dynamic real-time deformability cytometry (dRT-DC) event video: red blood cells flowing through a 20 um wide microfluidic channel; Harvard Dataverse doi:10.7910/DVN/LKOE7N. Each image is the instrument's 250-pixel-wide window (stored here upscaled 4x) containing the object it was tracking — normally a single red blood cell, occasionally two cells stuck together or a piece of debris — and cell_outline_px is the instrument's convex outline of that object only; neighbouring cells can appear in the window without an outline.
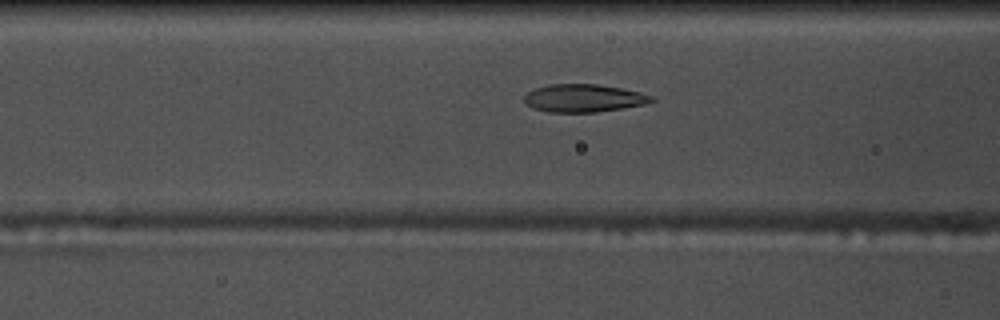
{"species": "common noctule bat (a hibernating species)", "species_latin": "Nyctalus noctula", "temperature_condition": "warm", "stored_images_in_passage": 54, "camera_frame_rate_fps": 3000, "um_per_image_px": 0.085, "animal": {"sex": "male", "body_mass_g": 17.5, "forearm_length_mm": 52.3}, "frame": {"image": 1, "passage_image": 20, "time_ms": 6.333, "image_size_px": [1000, 320], "cell_outline_px": [[656, 100], [644, 104], [596, 112], [548, 112], [536, 108], [528, 104], [524, 100], [524, 96], [528, 92], [536, 88], [548, 84], [596, 84], [620, 88], [640, 92], [652, 96]], "centroid_in_image_um": [49.61, 8.33], "position_along_channel_um": 117.0, "area_um2": 20.35}}
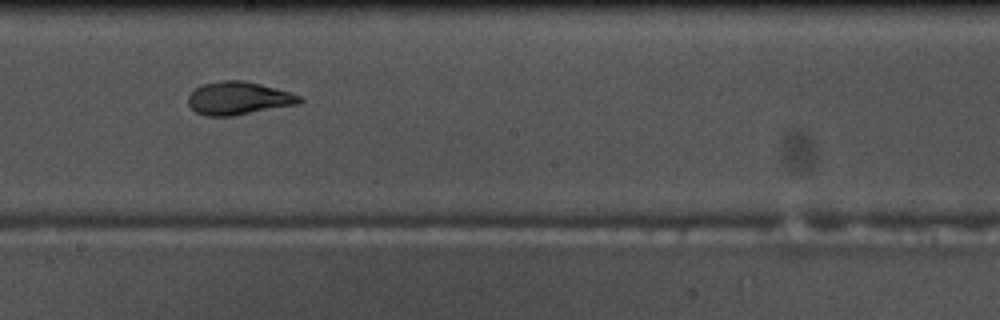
{"frame": {"image": 2, "passage_image": 29, "time_ms": 9.333, "image_size_px": [1000, 320], "cell_outline_px": [[304, 100], [300, 104], [232, 116], [208, 116], [196, 112], [188, 104], [188, 96], [196, 88], [204, 84], [220, 80], [244, 80], [276, 88], [300, 96]], "centroid_in_image_um": [20.29, 8.35], "position_along_channel_um": 227.9, "area_um2": 21.39}}
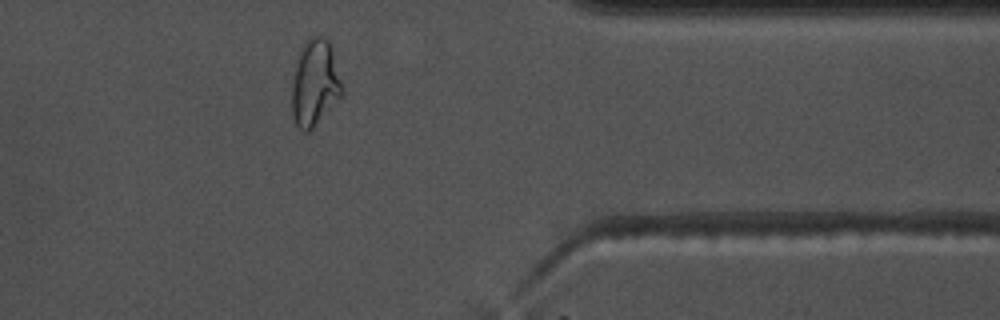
{"frame": {"image": 3, "passage_image": 43, "time_ms": 14.0, "image_size_px": [1000, 320], "cell_outline_px": [[340, 96], [312, 128], [308, 132], [304, 132], [296, 124], [292, 116], [292, 84], [300, 48], [312, 36], [324, 36], [328, 40], [332, 48], [340, 80]], "centroid_in_image_um": [26.73, 7.03], "position_along_channel_um": 384.7, "area_um2": 24.45}, "authors_computed_cell_mechanics": {"area_um2": 21.5016, "velocity_mm_per_s": 3.7097, "shape_relaxation_time_tau1_ms": 6.8818, "shape_relaxation_time_tau2_ms": 0.9951, "deformation_change_tau1": 0.2172, "deformation_change_tau2": 0.0609}}